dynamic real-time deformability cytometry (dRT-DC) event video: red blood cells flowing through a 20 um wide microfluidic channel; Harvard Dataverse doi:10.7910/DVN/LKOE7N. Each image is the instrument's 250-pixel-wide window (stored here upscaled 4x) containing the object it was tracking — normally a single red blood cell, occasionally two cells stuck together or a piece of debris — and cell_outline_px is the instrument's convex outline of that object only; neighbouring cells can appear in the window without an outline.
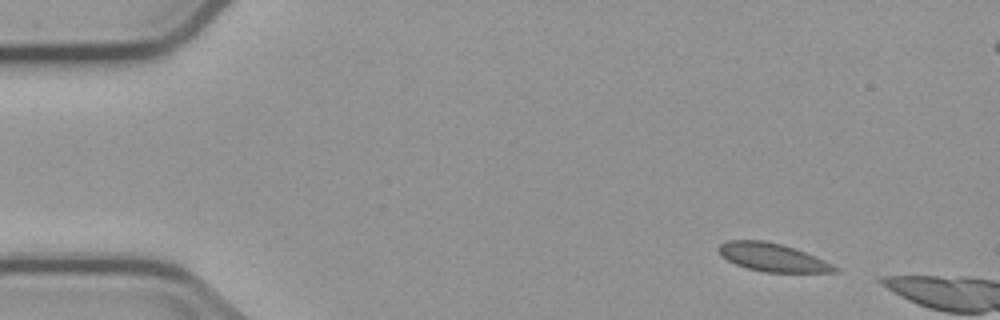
{"species": "common noctule bat (a hibernating species)", "species_latin": "Nyctalus noctula", "temperature_condition": "cold", "stored_images_in_passage": 2, "camera_frame_rate_fps": 3000, "um_per_image_px": 0.085, "animal": {"sex": "male", "body_mass_g": 23.1, "forearm_length_mm": 52.7}, "frame": {"image": 1, "passage_image": 1, "time_ms": 0.0, "image_size_px": [1000, 320], "cell_outline_px": [[840, 272], [764, 272], [748, 268], [736, 264], [720, 256], [716, 248], [720, 244], [728, 240], [764, 240], [780, 244], [804, 252], [824, 260], [840, 268]], "centroid_in_image_um": [65.63, 21.87], "position_along_channel_um": 19.4, "area_um2": 18.96}}